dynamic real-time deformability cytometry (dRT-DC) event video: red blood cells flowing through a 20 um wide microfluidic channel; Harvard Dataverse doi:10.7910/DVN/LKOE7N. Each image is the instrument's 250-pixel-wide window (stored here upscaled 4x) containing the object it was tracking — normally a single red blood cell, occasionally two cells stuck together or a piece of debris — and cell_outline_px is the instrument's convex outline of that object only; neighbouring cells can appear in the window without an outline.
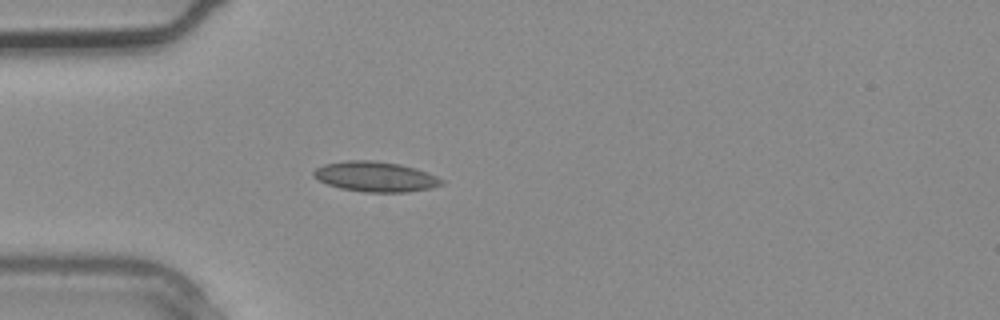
{"species": "common noctule bat (a hibernating species)", "species_latin": "Nyctalus noctula", "temperature_condition": "warm", "stored_images_in_passage": 1, "camera_frame_rate_fps": 3000, "um_per_image_px": 0.085, "animal": {"sex": "male", "body_mass_g": 20.4}, "frame": {"image": 1, "passage_image": 1, "time_ms": 0.0, "image_size_px": [1000, 320], "cell_outline_px": [[444, 184], [432, 188], [408, 192], [364, 192], [340, 188], [328, 184], [312, 176], [312, 172], [316, 168], [324, 164], [344, 160], [372, 160], [400, 164], [416, 168], [436, 176], [444, 180]], "centroid_in_image_um": [31.92, 15.01], "position_along_channel_um": 53.1, "area_um2": 22.6}}